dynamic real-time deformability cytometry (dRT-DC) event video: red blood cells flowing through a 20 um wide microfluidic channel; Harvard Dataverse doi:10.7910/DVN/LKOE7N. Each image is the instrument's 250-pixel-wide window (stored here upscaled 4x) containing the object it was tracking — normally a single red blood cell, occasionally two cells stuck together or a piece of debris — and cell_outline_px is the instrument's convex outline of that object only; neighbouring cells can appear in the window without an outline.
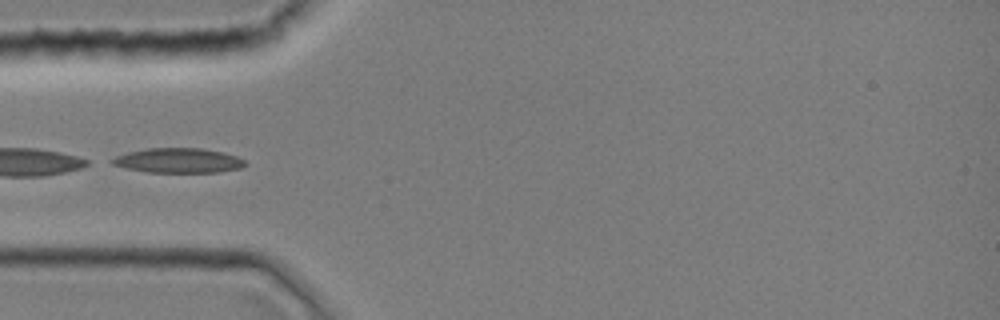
{"species": "common noctule bat (a hibernating species)", "species_latin": "Nyctalus noctula", "temperature_condition": "room temperature", "stored_images_in_passage": 26, "camera_frame_rate_fps": 3000, "um_per_image_px": 0.085, "animal": {"sex": "female", "body_mass_g": 19.0, "forearm_length_mm": 51.5}, "frame": {"image": 1, "passage_image": 1, "time_ms": 0.0, "image_size_px": [1000, 320], "cell_outline_px": [[248, 164], [240, 168], [216, 172], [148, 172], [128, 168], [112, 164], [108, 160], [116, 156], [128, 152], [148, 148], [200, 148], [224, 152], [236, 156], [244, 160]], "centroid_in_image_um": [15.16, 13.64], "position_along_channel_um": 69.8, "area_um2": 19.07}}
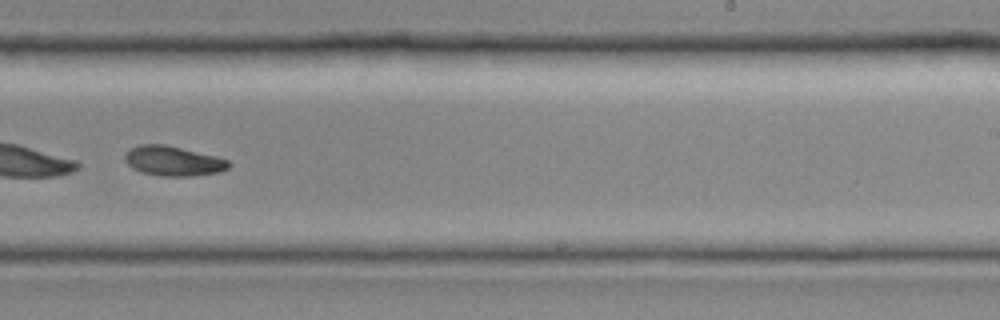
{"frame": {"image": 2, "passage_image": 15, "time_ms": 4.667, "image_size_px": [1000, 320], "cell_outline_px": [[232, 164], [228, 168], [220, 172], [188, 176], [160, 176], [140, 172], [132, 168], [124, 160], [124, 156], [132, 148], [140, 144], [164, 144], [216, 156], [228, 160]], "centroid_in_image_um": [14.72, 13.69], "position_along_channel_um": 274.3, "area_um2": 17.98}}